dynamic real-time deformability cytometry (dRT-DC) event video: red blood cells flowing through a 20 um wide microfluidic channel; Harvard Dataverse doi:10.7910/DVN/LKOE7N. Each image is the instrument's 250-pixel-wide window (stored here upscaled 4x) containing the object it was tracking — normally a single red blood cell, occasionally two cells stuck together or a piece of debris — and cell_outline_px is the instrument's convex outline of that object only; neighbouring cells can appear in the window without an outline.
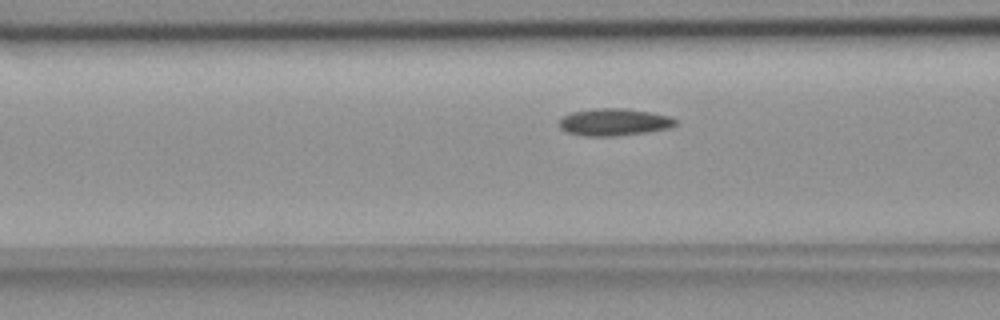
{"species": "common noctule bat (a hibernating species)", "species_latin": "Nyctalus noctula", "temperature_condition": "room temperature", "stored_images_in_passage": 51, "camera_frame_rate_fps": 3000, "um_per_image_px": 0.085, "animal": {"sex": "female", "body_mass_g": 18.4}, "frame": {"image": 1, "passage_image": 17, "time_ms": 5.333, "image_size_px": [1000, 320], "cell_outline_px": [[676, 124], [668, 128], [648, 132], [616, 136], [584, 136], [568, 132], [560, 128], [560, 120], [564, 116], [572, 112], [596, 108], [624, 108], [652, 112], [672, 116], [676, 120]], "centroid_in_image_um": [52.23, 10.37], "position_along_channel_um": 114.4, "area_um2": 18.44}}
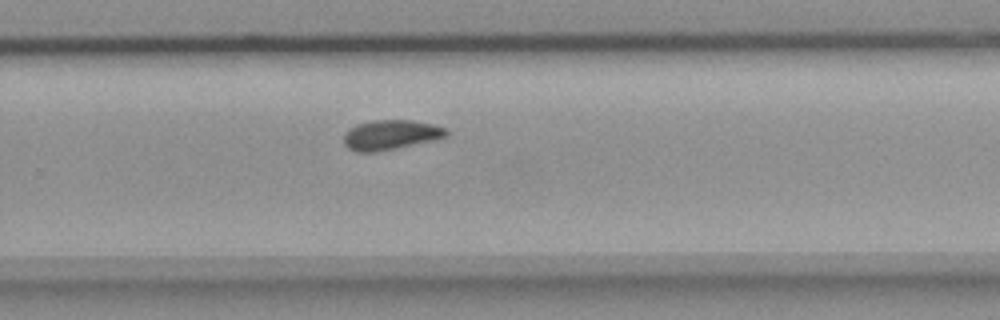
{"frame": {"image": 2, "passage_image": 32, "time_ms": 10.333, "image_size_px": [1000, 320], "cell_outline_px": [[448, 136], [436, 140], [376, 152], [356, 152], [348, 148], [344, 144], [344, 132], [348, 128], [356, 124], [372, 120], [412, 120], [432, 124], [444, 128], [448, 132]], "centroid_in_image_um": [33.18, 11.46], "position_along_channel_um": 296.6, "area_um2": 17.98}}
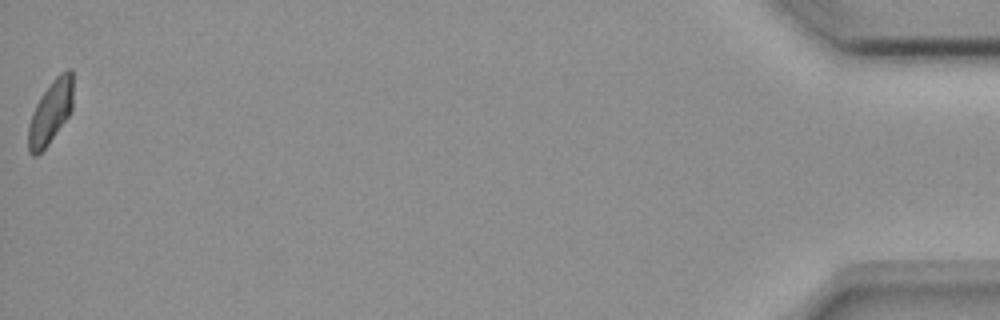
{"frame": {"image": 3, "passage_image": 51, "time_ms": 16.667, "image_size_px": [1000, 320], "cell_outline_px": [[72, 108], [68, 116], [48, 144], [36, 156], [32, 156], [28, 152], [28, 124], [32, 112], [40, 96], [52, 80], [60, 72], [68, 68], [72, 68]], "centroid_in_image_um": [4.28, 9.52], "position_along_channel_um": 430.9, "area_um2": 16.53}, "authors_computed_cell_mechanics": {"area_um2": 17.5712, "velocity_mm_per_s": 3.6572, "shape_relaxation_time_tau1_ms": 6.67, "shape_relaxation_time_tau2_ms": 4.9788, "deformation_change_tau1": 0.1382, "deformation_change_tau2": 0.0798}}